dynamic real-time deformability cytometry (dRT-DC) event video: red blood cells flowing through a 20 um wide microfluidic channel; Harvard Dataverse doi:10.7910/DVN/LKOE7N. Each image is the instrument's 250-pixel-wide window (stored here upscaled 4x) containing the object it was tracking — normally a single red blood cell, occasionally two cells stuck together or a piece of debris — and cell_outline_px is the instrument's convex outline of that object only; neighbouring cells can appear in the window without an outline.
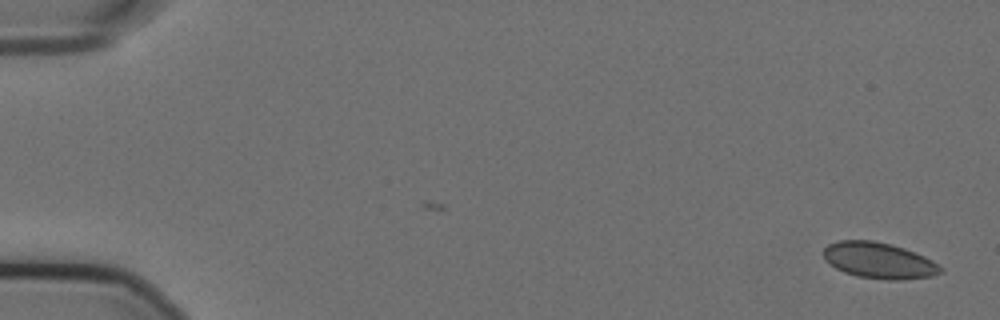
{"species": "Egyptian fruit bat (a non-hibernating species)", "species_latin": "Rousettus aegyptiacus", "temperature_condition": "cold", "stored_images_in_passage": 13, "camera_frame_rate_fps": 3000, "um_per_image_px": 0.085, "animal": {"sex": "female"}, "frame": {"image": 1, "passage_image": 1, "time_ms": 0.0, "image_size_px": [1000, 320], "cell_outline_px": [[944, 272], [932, 276], [900, 280], [884, 280], [856, 276], [844, 272], [836, 268], [824, 260], [824, 248], [828, 244], [840, 240], [872, 240], [892, 244], [904, 248], [924, 256], [932, 260], [944, 268]], "centroid_in_image_um": [74.73, 22.15], "position_along_channel_um": 10.3, "area_um2": 24.8}}